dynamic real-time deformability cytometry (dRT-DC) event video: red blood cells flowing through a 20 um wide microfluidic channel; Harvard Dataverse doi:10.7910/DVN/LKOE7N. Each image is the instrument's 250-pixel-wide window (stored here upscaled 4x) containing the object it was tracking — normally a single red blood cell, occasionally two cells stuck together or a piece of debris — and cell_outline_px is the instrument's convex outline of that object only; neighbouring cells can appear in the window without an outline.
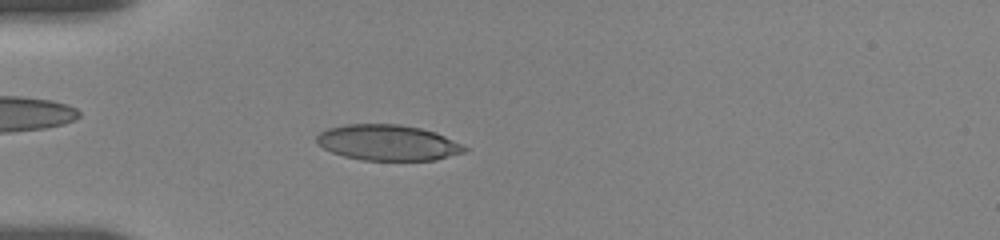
{"species": "human", "species_latin": "Homo sapiens", "temperature_condition": "room temperature", "stored_images_in_passage": 27, "camera_frame_rate_fps": 3000, "um_per_image_px": 0.085, "donor": {"sex": "female"}, "frame": {"image": 1, "passage_image": 6, "time_ms": 3.667, "image_size_px": [1000, 240], "cell_outline_px": [[468, 148], [464, 152], [436, 160], [360, 160], [344, 156], [332, 152], [316, 144], [316, 136], [320, 132], [328, 128], [344, 124], [400, 124], [420, 128], [436, 132]], "centroid_in_image_um": [32.92, 12.12], "position_along_channel_um": 52.1, "area_um2": 30.75}}
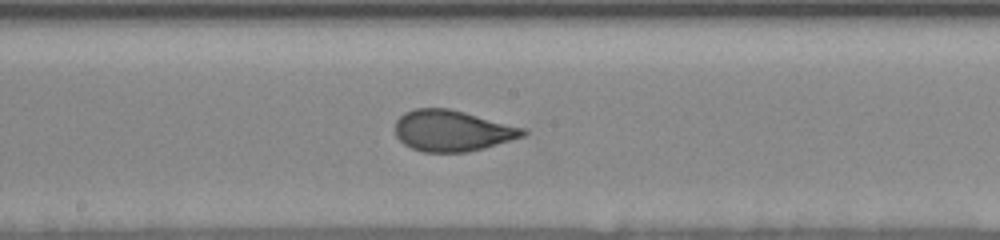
{"frame": {"image": 2, "passage_image": 15, "time_ms": 8.333, "image_size_px": [1000, 240], "cell_outline_px": [[528, 132], [524, 136], [484, 148], [468, 152], [424, 152], [412, 148], [404, 144], [396, 136], [396, 120], [404, 112], [416, 108], [448, 108], [464, 112], [524, 128]], "centroid_in_image_um": [38.42, 11.11], "position_along_channel_um": 209.8, "area_um2": 30.4}}
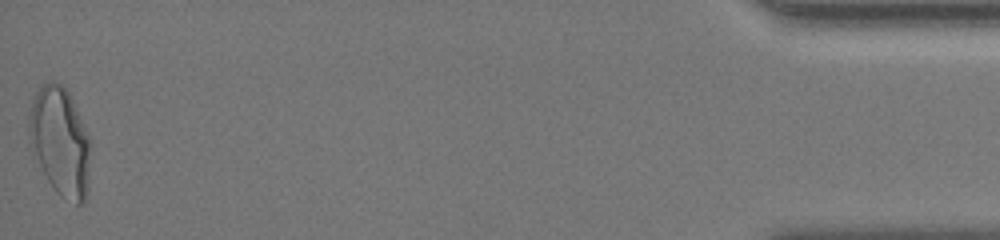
{"frame": {"image": 3, "passage_image": 27, "time_ms": 16.667, "image_size_px": [1000, 240], "cell_outline_px": [[88, 188], [84, 204], [76, 204], [60, 196], [56, 192], [48, 180], [40, 164], [28, 132], [28, 116], [32, 100], [36, 92], [44, 84], [52, 80], [68, 88], [88, 136]], "centroid_in_image_um": [5.11, 11.99], "position_along_channel_um": 430.1, "area_um2": 38.09}, "authors_computed_cell_mechanics": {"area_um2": 30.8652, "velocity_mm_per_s": 3.6621, "shape_relaxation_time_tau1_ms": 6.7906, "shape_relaxation_time_tau2_ms": null, "deformation_change_tau1": 0.2067, "deformation_change_tau2": null}}